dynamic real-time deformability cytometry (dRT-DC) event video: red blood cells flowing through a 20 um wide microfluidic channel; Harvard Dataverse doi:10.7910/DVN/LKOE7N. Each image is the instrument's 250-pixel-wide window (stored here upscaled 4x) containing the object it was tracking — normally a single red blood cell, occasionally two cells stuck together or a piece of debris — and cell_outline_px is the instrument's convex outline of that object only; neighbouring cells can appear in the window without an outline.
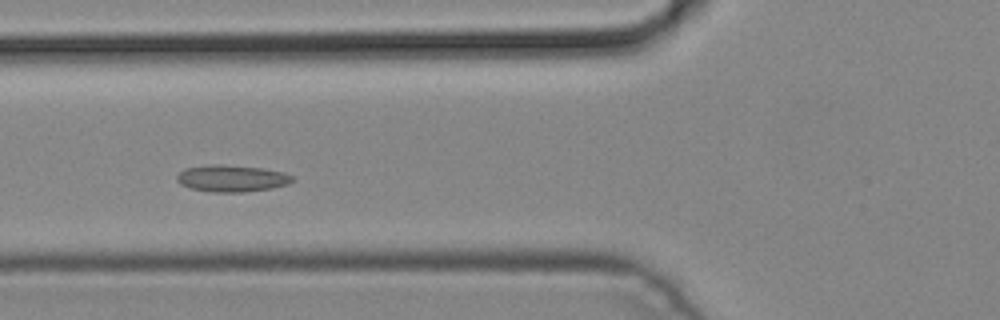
{"species": "common noctule bat (a hibernating species)", "species_latin": "Nyctalus noctula", "temperature_condition": "cold", "stored_images_in_passage": 4, "camera_frame_rate_fps": 3000, "um_per_image_px": 0.085, "animal": {"sex": "male", "body_mass_g": 19.2, "forearm_length_mm": 51.8}, "frame": {"image": 1, "passage_image": 4, "time_ms": 1.0, "image_size_px": [1000, 320], "cell_outline_px": [[296, 180], [288, 184], [272, 188], [244, 192], [212, 192], [192, 188], [180, 184], [176, 180], [176, 176], [184, 168], [208, 164], [224, 164], [264, 168], [284, 172], [292, 176]], "centroid_in_image_um": [19.71, 15.15], "position_along_channel_um": 106.1, "area_um2": 18.26}}